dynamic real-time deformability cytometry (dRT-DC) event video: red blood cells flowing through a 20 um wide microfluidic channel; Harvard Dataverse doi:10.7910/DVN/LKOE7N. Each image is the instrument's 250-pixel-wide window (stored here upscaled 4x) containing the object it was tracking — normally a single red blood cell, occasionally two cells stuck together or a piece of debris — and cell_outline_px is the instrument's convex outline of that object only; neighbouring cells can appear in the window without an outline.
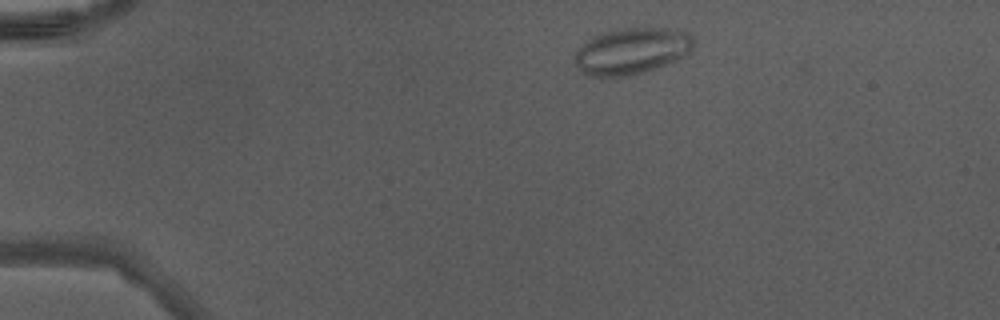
{"species": "Egyptian fruit bat (a non-hibernating species)", "species_latin": "Rousettus aegyptiacus", "temperature_condition": "warm", "stored_images_in_passage": 39, "camera_frame_rate_fps": 3000, "um_per_image_px": 0.085, "animal": {"sex": "male"}, "frame": {"image": 1, "passage_image": 1, "time_ms": 0.0, "image_size_px": [1000, 320], "cell_outline_px": [[692, 48], [688, 52], [664, 64], [644, 72], [632, 76], [588, 76], [576, 64], [576, 52], [588, 40], [600, 32], [616, 28], [664, 28], [688, 32], [692, 36]], "centroid_in_image_um": [53.66, 4.32], "position_along_channel_um": 31.3, "area_um2": 31.5}}